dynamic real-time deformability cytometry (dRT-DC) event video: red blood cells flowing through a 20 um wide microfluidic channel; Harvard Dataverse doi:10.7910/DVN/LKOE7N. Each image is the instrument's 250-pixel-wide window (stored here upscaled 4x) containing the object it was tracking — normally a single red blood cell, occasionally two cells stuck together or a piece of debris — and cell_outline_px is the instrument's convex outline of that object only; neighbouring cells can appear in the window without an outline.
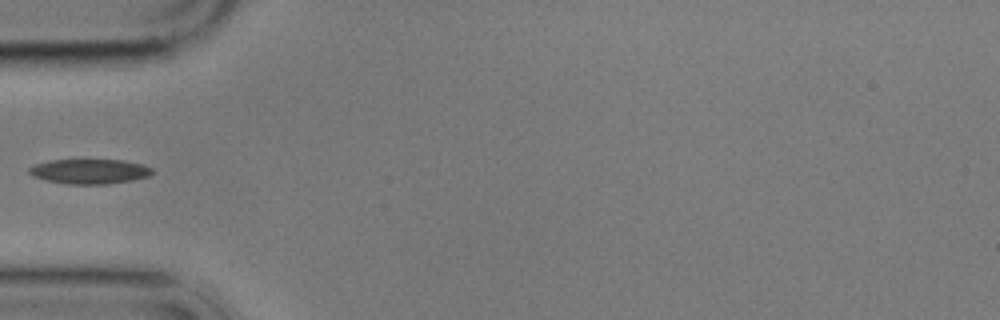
{"species": "common noctule bat (a hibernating species)", "species_latin": "Nyctalus noctula", "temperature_condition": "cold", "stored_images_in_passage": 1, "camera_frame_rate_fps": 3000, "um_per_image_px": 0.085, "animal": {"sex": "male", "body_mass_g": 17.9}, "frame": {"image": 1, "passage_image": 1, "time_ms": 0.0, "image_size_px": [1000, 320], "cell_outline_px": [[152, 172], [148, 176], [132, 180], [108, 184], [68, 184], [48, 180], [32, 176], [28, 172], [28, 168], [36, 164], [48, 160], [124, 160], [140, 164], [152, 168]], "centroid_in_image_um": [7.59, 14.57], "position_along_channel_um": 77.4, "area_um2": 17.63}}